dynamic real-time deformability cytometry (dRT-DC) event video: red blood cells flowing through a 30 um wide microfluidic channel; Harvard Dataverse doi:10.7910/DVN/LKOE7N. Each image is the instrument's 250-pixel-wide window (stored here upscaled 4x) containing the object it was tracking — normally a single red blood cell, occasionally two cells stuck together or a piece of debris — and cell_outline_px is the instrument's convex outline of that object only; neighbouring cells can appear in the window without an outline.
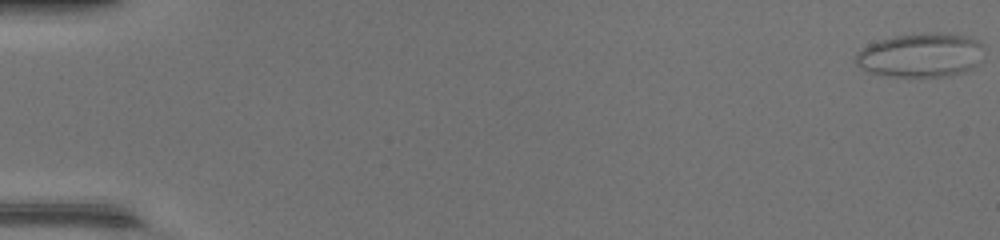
{"species": "common noctule bat (a hibernating species)", "species_latin": "Nyctalus noctula", "temperature_condition": "warm", "stored_images_in_passage": 44, "camera_frame_rate_fps": 3000, "um_per_image_px": 0.085, "animal": {"sex": "female", "body_mass_g": 17.0, "forearm_length_mm": 48.0}, "frame": {"image": 1, "passage_image": 1, "time_ms": 0.0, "image_size_px": [1000, 240], "cell_outline_px": [[984, 48], [976, 64], [972, 68], [964, 72], [948, 76], [888, 76], [868, 72], [860, 68], [856, 64], [856, 52], [880, 40], [896, 36], [924, 32], [944, 32], [972, 36], [980, 40], [984, 44]], "centroid_in_image_um": [78.31, 4.67], "position_along_channel_um": 6.7, "area_um2": 33.18}}
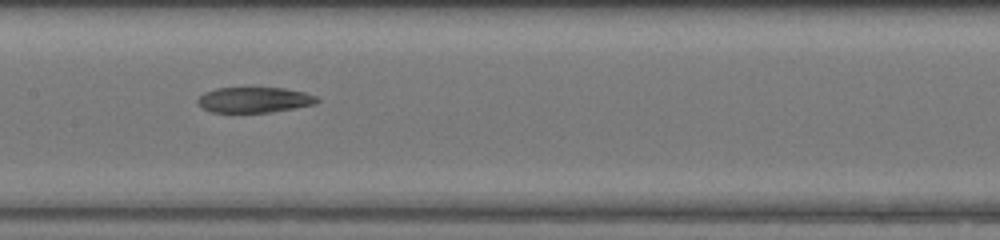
{"frame": {"image": 2, "passage_image": 26, "time_ms": 8.333, "image_size_px": [1000, 240], "cell_outline_px": [[320, 100], [316, 104], [272, 112], [212, 112], [204, 108], [196, 100], [204, 92], [216, 88], [284, 88], [304, 92], [316, 96]], "centroid_in_image_um": [21.64, 8.48], "position_along_channel_um": 185.8, "area_um2": 17.63}}
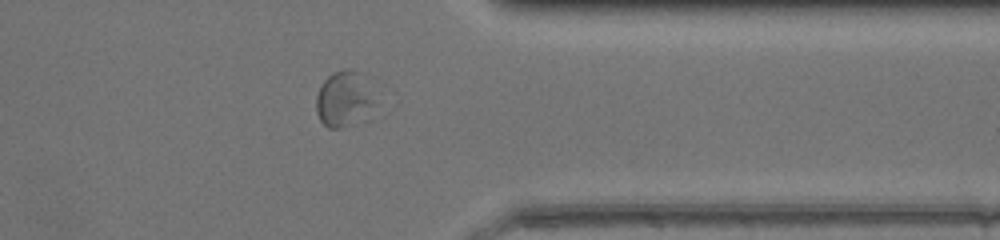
{"frame": {"image": 3, "passage_image": 40, "time_ms": 13.0, "image_size_px": [1000, 240], "cell_outline_px": [[384, 116], [372, 120], [344, 128], [328, 128], [320, 120], [316, 112], [316, 96], [320, 84], [332, 72], [360, 72]], "centroid_in_image_um": [29.39, 8.58], "position_along_channel_um": 382.0, "area_um2": 20.4}}